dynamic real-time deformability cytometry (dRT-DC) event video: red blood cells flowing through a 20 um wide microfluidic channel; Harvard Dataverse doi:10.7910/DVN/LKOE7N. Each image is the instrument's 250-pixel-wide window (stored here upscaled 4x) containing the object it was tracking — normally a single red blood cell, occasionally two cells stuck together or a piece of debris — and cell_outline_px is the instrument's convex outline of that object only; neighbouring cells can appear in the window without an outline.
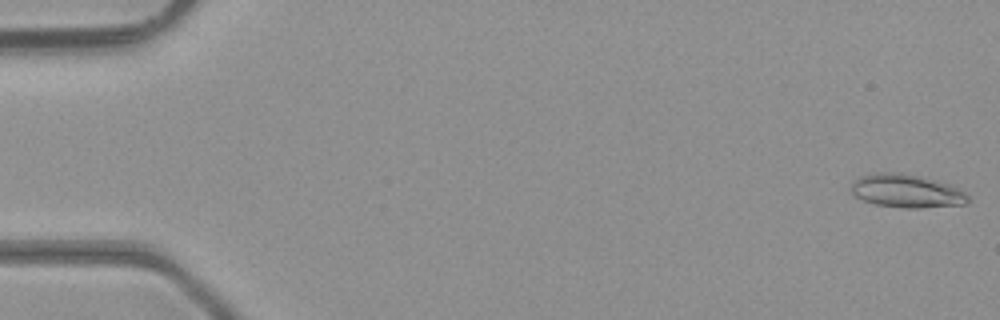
{"species": "common noctule bat (a hibernating species)", "species_latin": "Nyctalus noctula", "temperature_condition": "room temperature", "stored_images_in_passage": 4, "camera_frame_rate_fps": 3000, "um_per_image_px": 0.085, "animal": {"sex": "male", "body_mass_g": 23.1, "forearm_length_mm": 52.7}, "frame": {"image": 1, "passage_image": 1, "time_ms": 0.0, "image_size_px": [1000, 320], "cell_outline_px": [[968, 204], [920, 208], [904, 208], [876, 204], [864, 200], [856, 196], [848, 188], [852, 180], [860, 176], [876, 172], [900, 172], [936, 180], [960, 188], [968, 196]], "centroid_in_image_um": [77.03, 16.22], "position_along_channel_um": 8.0, "area_um2": 22.89}}